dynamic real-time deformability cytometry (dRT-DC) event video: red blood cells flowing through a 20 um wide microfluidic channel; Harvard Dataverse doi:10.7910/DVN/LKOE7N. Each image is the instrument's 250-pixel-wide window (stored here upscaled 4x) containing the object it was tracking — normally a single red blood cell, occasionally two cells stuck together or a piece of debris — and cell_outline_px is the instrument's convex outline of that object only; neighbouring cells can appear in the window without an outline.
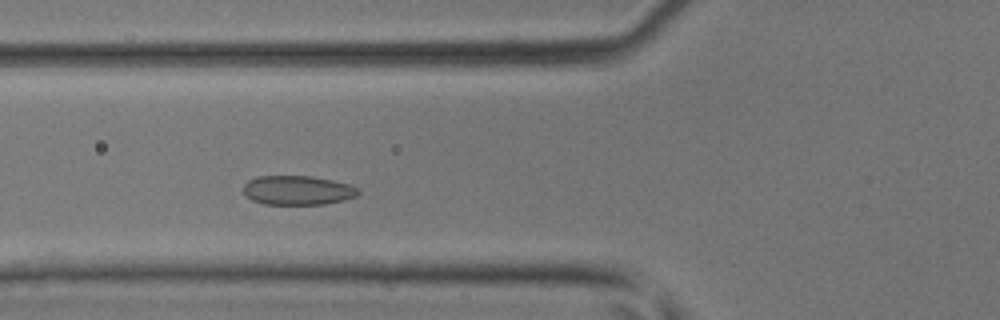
{"species": "common noctule bat (a hibernating species)", "species_latin": "Nyctalus noctula", "temperature_condition": "room temperature", "stored_images_in_passage": 39, "camera_frame_rate_fps": 3000, "um_per_image_px": 0.085, "animal": {"sex": "male", "body_mass_g": 17.9, "forearm_length_mm": 54.2}, "frame": {"image": 1, "passage_image": 11, "time_ms": 3.333, "image_size_px": [1000, 320], "cell_outline_px": [[360, 192], [356, 196], [344, 200], [324, 204], [264, 204], [252, 200], [244, 196], [244, 184], [248, 180], [256, 176], [312, 176], [332, 180], [348, 184], [360, 188]], "centroid_in_image_um": [25.29, 16.17], "position_along_channel_um": 100.5, "area_um2": 19.71}}
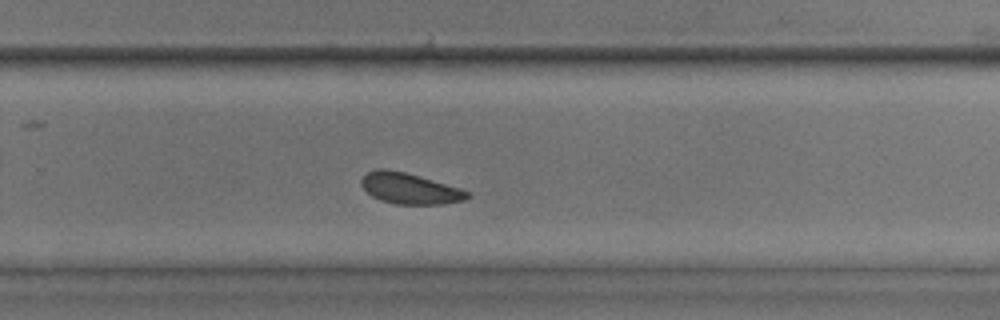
{"frame": {"image": 2, "passage_image": 24, "time_ms": 7.667, "image_size_px": [1000, 320], "cell_outline_px": [[472, 196], [464, 200], [444, 204], [396, 204], [380, 200], [372, 196], [360, 184], [360, 180], [368, 172], [376, 168], [384, 168], [404, 172], [460, 188], [472, 192]], "centroid_in_image_um": [34.84, 16.03], "position_along_channel_um": 295.0, "area_um2": 19.07}}
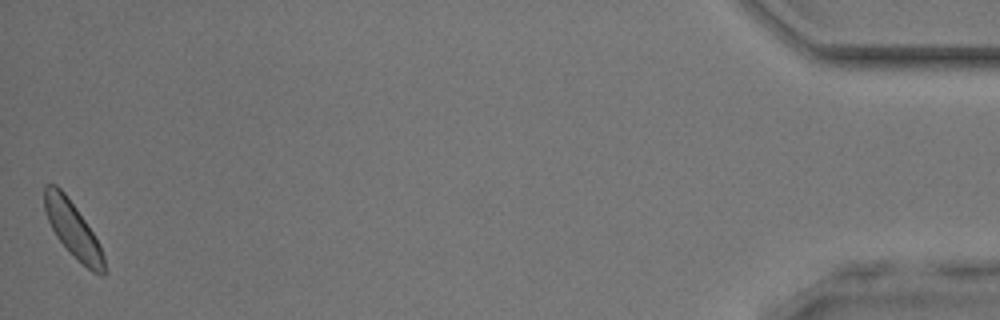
{"frame": {"image": 3, "passage_image": 39, "time_ms": 12.667, "image_size_px": [1000, 320], "cell_outline_px": [[104, 276], [100, 276], [92, 272], [56, 236], [48, 220], [44, 208], [44, 184], [56, 184], [64, 192], [76, 208], [100, 244], [104, 256]], "centroid_in_image_um": [6.18, 19.46], "position_along_channel_um": 429.0, "area_um2": 18.67}}